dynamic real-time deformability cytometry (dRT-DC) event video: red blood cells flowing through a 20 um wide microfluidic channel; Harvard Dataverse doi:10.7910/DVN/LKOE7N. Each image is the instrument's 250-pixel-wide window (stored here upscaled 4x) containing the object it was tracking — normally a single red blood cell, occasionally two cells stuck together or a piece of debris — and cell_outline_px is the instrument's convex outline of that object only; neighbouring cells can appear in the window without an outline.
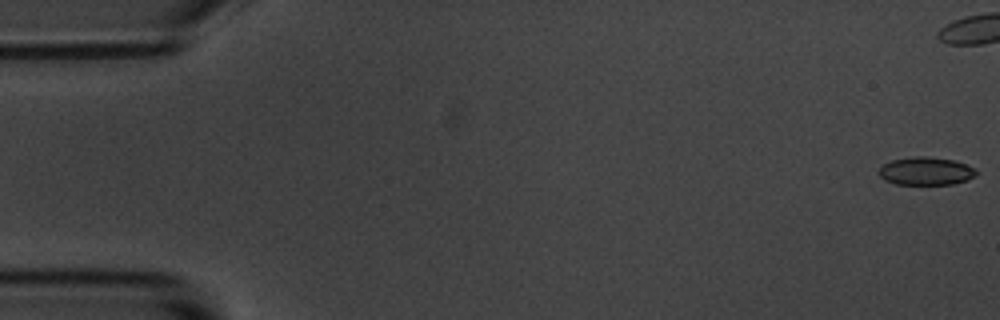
{"species": "common noctule bat (a hibernating species)", "species_latin": "Nyctalus noctula", "temperature_condition": "room temperature", "stored_images_in_passage": 9, "camera_frame_rate_fps": 3000, "um_per_image_px": 0.085, "animal": {"sex": "male", "body_mass_g": 20.1, "forearm_length_mm": 53.5}, "frame": {"image": 1, "passage_image": 1, "time_ms": 0.0, "image_size_px": [1000, 320], "cell_outline_px": [[976, 176], [968, 180], [952, 184], [896, 184], [884, 180], [876, 172], [884, 164], [892, 160], [916, 156], [924, 156], [952, 160], [976, 168]], "centroid_in_image_um": [78.69, 14.55], "position_along_channel_um": 6.3, "area_um2": 15.84}}